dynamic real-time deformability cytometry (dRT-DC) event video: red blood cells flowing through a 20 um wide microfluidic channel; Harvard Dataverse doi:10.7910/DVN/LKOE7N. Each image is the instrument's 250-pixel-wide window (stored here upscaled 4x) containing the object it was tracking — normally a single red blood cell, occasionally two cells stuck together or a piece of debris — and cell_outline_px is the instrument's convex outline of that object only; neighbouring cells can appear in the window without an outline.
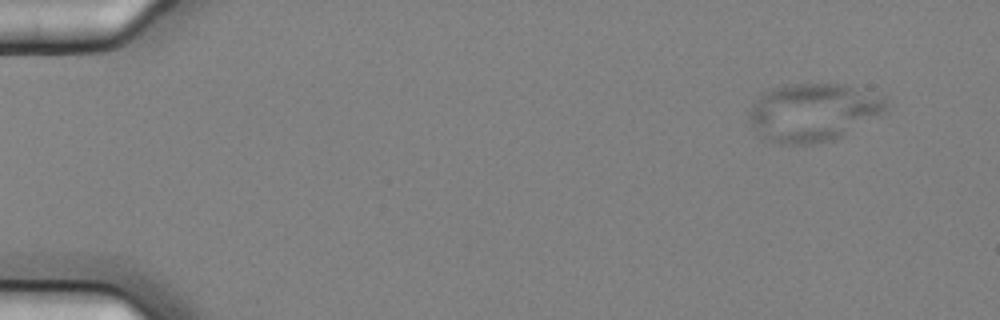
{"species": "common noctule bat (a hibernating species)", "species_latin": "Nyctalus noctula", "temperature_condition": "cold", "stored_images_in_passage": 4, "camera_frame_rate_fps": 3000, "um_per_image_px": 0.085, "animal": {"sex": "female", "body_mass_g": 25.1}, "frame": {"image": 1, "passage_image": 1, "time_ms": 0.0, "image_size_px": [1000, 320], "cell_outline_px": [[888, 112], [832, 140], [812, 144], [784, 144], [764, 140], [760, 136], [748, 120], [748, 112], [752, 104], [764, 92], [772, 88], [792, 84], [844, 84], [884, 96]], "centroid_in_image_um": [69.11, 9.55], "position_along_channel_um": 15.9, "area_um2": 46.41}}